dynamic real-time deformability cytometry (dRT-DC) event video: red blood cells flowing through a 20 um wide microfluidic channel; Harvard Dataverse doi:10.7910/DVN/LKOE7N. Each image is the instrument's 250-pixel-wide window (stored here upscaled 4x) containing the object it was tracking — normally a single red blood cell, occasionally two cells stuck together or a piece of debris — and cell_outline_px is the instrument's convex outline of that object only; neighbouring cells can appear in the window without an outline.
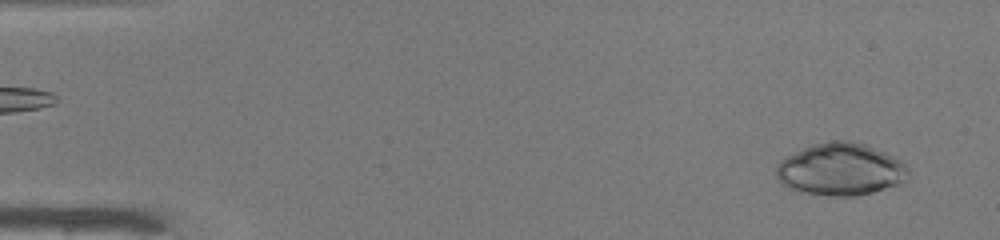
{"species": "common noctule bat (a hibernating species)", "species_latin": "Nyctalus noctula", "temperature_condition": "warm", "stored_images_in_passage": 10, "camera_frame_rate_fps": 3000, "um_per_image_px": 0.085, "animal": {"sex": "male", "body_mass_g": 19.0, "forearm_length_mm": 50.8}, "frame": {"image": 1, "passage_image": 2, "time_ms": 0.333, "image_size_px": [1000, 240], "cell_outline_px": [[908, 176], [900, 184], [872, 192], [856, 196], [832, 196], [804, 192], [792, 188], [784, 184], [776, 176], [776, 164], [784, 156], [804, 148], [816, 144], [832, 140], [848, 140], [864, 144], [884, 152], [900, 160], [908, 168]], "centroid_in_image_um": [71.45, 14.39], "position_along_channel_um": 13.6, "area_um2": 39.94}}